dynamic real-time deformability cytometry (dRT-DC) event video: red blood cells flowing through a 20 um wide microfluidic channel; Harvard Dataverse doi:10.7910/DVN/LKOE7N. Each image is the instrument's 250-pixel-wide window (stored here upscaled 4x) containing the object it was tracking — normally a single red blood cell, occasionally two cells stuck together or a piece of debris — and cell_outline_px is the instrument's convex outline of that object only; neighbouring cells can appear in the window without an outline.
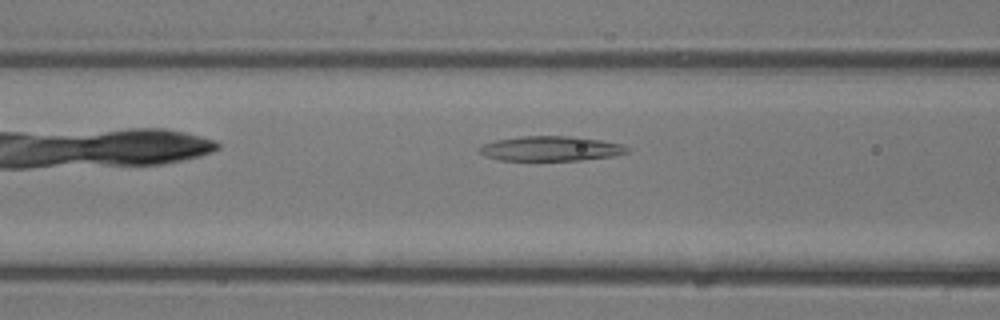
{"species": "common noctule bat (a hibernating species)", "species_latin": "Nyctalus noctula", "temperature_condition": "room temperature", "stored_images_in_passage": 23, "camera_frame_rate_fps": 3000, "um_per_image_px": 0.085, "animal": {"sex": "male", "body_mass_g": 13.3}, "frame": {"image": 1, "passage_image": 5, "time_ms": 1.333, "image_size_px": [1000, 320], "cell_outline_px": [[628, 152], [612, 156], [580, 160], [500, 160], [488, 156], [480, 152], [480, 148], [484, 144], [496, 140], [520, 136], [568, 136], [600, 140], [620, 144], [628, 148]], "centroid_in_image_um": [46.81, 12.62], "position_along_channel_um": 119.8, "area_um2": 20.92}}
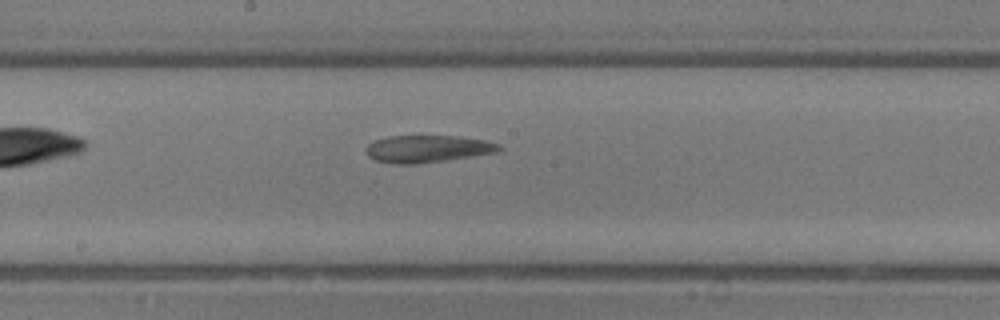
{"frame": {"image": 2, "passage_image": 10, "time_ms": 3.0, "image_size_px": [1000, 320], "cell_outline_px": [[504, 148], [496, 152], [444, 160], [416, 164], [396, 164], [376, 160], [368, 156], [368, 144], [376, 140], [388, 136], [460, 136], [484, 140], [500, 144]], "centroid_in_image_um": [36.37, 12.64], "position_along_channel_um": 211.8, "area_um2": 20.81}}
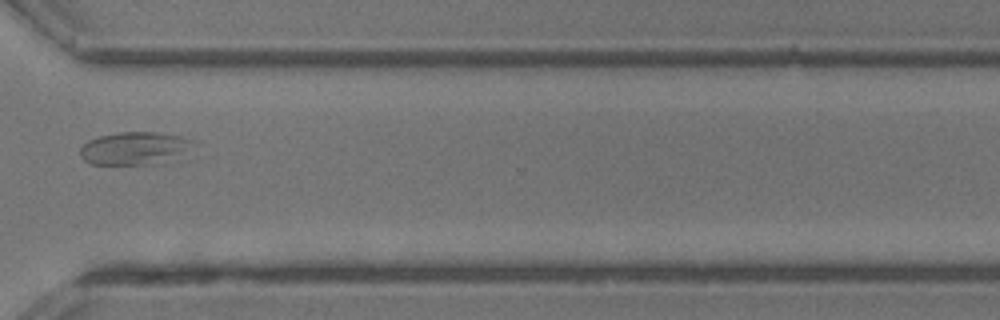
{"frame": {"image": 3, "passage_image": 18, "time_ms": 5.667, "image_size_px": [1000, 320], "cell_outline_px": [[192, 140], [144, 164], [88, 164], [80, 156], [80, 148], [88, 140], [100, 136], [116, 132], [160, 132], [180, 136]], "centroid_in_image_um": [11.01, 12.54], "position_along_channel_um": 359.6, "area_um2": 19.25}}